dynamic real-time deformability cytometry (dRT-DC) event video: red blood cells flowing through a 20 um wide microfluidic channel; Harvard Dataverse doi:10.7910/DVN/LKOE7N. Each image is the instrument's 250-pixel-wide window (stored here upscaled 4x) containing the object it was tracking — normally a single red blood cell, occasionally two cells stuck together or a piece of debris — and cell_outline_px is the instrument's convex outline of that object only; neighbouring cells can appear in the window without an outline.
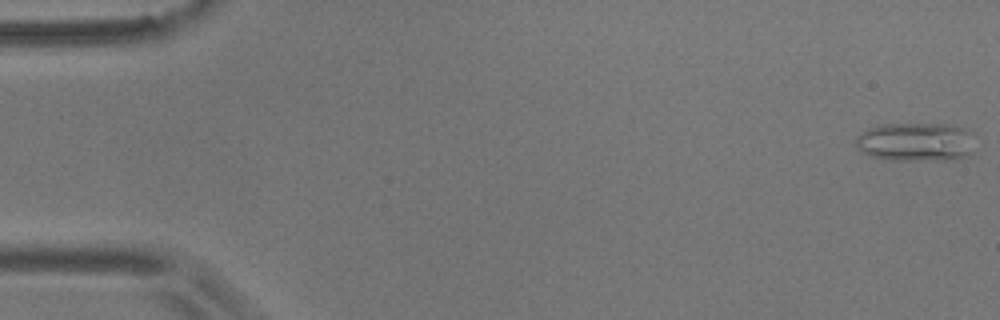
{"species": "common noctule bat (a hibernating species)", "species_latin": "Nyctalus noctula", "temperature_condition": "room temperature", "stored_images_in_passage": 56, "camera_frame_rate_fps": 3000, "um_per_image_px": 0.085, "animal": {"sex": "male", "body_mass_g": 17.9}, "frame": {"image": 1, "passage_image": 1, "time_ms": 0.0, "image_size_px": [1000, 320], "cell_outline_px": [[968, 152], [964, 156], [952, 160], [892, 160], [872, 156], [860, 152], [856, 144], [856, 140], [868, 128], [880, 124], [944, 124], [964, 128]], "centroid_in_image_um": [77.68, 12.07], "position_along_channel_um": 7.3, "area_um2": 25.84}}
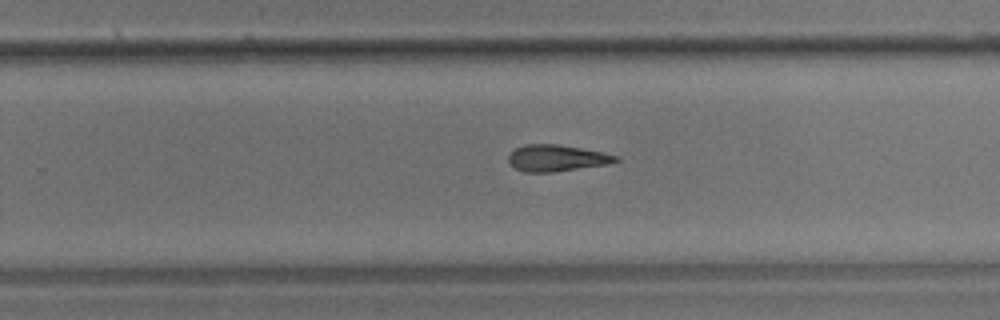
{"frame": {"image": 2, "passage_image": 35, "time_ms": 11.333, "image_size_px": [1000, 320], "cell_outline_px": [[620, 160], [608, 164], [552, 172], [524, 172], [508, 164], [508, 152], [524, 144], [556, 144], [580, 148], [620, 156]], "centroid_in_image_um": [47.27, 13.43], "position_along_channel_um": 282.5, "area_um2": 16.59}}
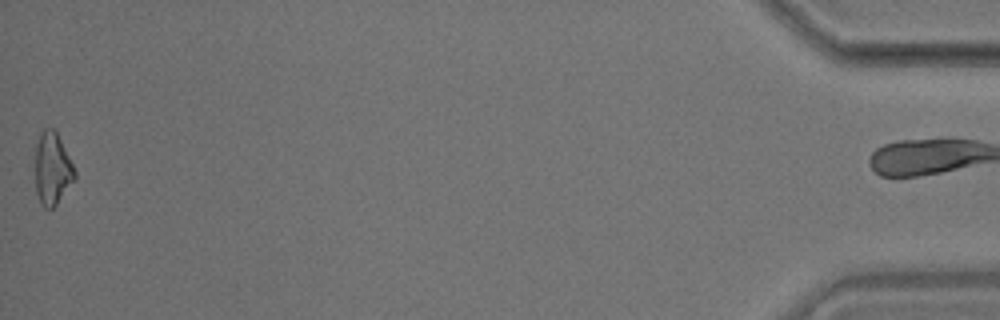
{"frame": {"image": 3, "passage_image": 55, "time_ms": 18.0, "image_size_px": [1000, 320], "cell_outline_px": [[76, 180], [56, 204], [52, 208], [44, 208], [40, 204], [36, 192], [36, 144], [40, 132], [44, 128], [56, 128], [76, 172]], "centroid_in_image_um": [4.46, 14.32], "position_along_channel_um": 430.7, "area_um2": 16.88}}